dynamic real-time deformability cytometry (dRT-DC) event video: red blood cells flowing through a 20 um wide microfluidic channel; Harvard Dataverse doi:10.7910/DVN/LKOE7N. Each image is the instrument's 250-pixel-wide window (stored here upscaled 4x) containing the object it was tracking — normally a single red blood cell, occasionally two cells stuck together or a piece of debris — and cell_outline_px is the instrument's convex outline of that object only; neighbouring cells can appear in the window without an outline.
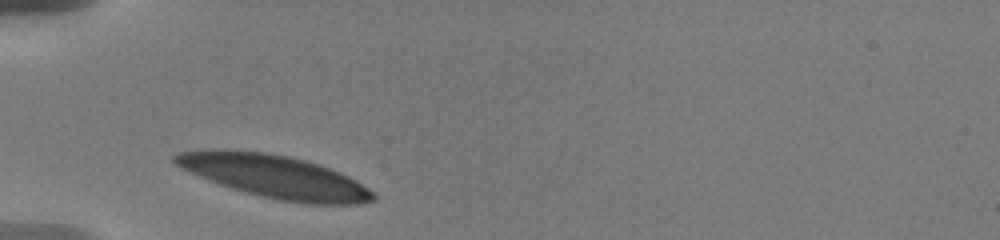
{"species": "human", "species_latin": "Homo sapiens", "temperature_condition": "warm", "stored_images_in_passage": 2, "camera_frame_rate_fps": 3000, "um_per_image_px": 0.085, "donor": {"sex": "male"}, "frame": {"image": 1, "passage_image": 1, "time_ms": 0.0, "image_size_px": [1000, 240], "cell_outline_px": [[376, 200], [356, 204], [308, 204], [280, 200], [260, 196], [232, 188], [220, 184], [200, 176], [176, 164], [172, 160], [172, 156], [180, 152], [204, 148], [228, 148], [264, 152], [288, 156], [304, 160], [340, 172], [356, 180], [376, 192]], "centroid_in_image_um": [23.35, 14.99], "position_along_channel_um": 61.6, "area_um2": 49.59}}